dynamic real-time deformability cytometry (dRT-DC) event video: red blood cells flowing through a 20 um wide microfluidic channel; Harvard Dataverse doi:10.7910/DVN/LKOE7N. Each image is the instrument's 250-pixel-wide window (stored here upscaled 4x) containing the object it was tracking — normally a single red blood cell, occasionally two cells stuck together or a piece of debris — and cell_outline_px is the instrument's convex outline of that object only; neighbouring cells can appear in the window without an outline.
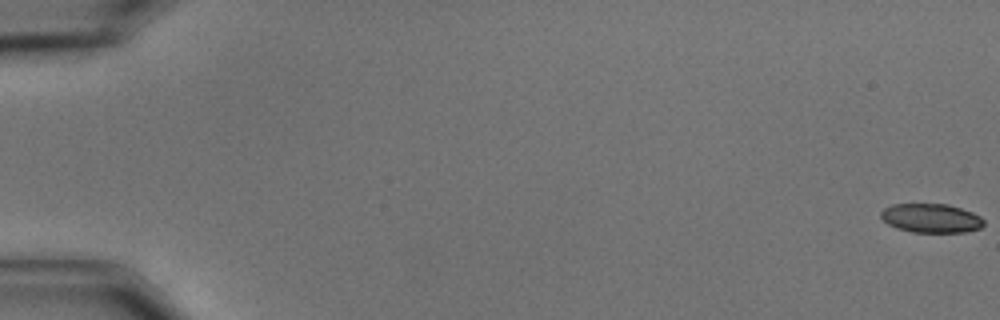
{"species": "common noctule bat (a hibernating species)", "species_latin": "Nyctalus noctula", "temperature_condition": "cold", "stored_images_in_passage": 58, "camera_frame_rate_fps": 3000, "um_per_image_px": 0.085, "animal": {"sex": "male", "body_mass_g": 15.6}, "frame": {"image": 1, "passage_image": 1, "time_ms": 0.0, "image_size_px": [1000, 320], "cell_outline_px": [[984, 224], [980, 228], [964, 232], [912, 232], [896, 228], [888, 224], [880, 216], [880, 212], [884, 208], [892, 204], [948, 204], [972, 212], [980, 216], [984, 220]], "centroid_in_image_um": [79.13, 18.54], "position_along_channel_um": 5.9, "area_um2": 17.4}}
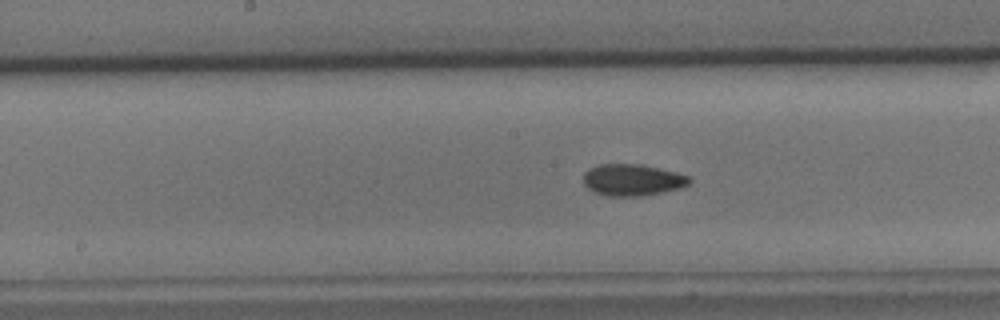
{"frame": {"image": 2, "passage_image": 31, "time_ms": 10.0, "image_size_px": [1000, 320], "cell_outline_px": [[692, 180], [688, 184], [680, 188], [640, 196], [608, 196], [596, 192], [588, 188], [584, 184], [584, 172], [600, 164], [644, 164], [676, 172], [688, 176]], "centroid_in_image_um": [53.77, 15.28], "position_along_channel_um": 194.4, "area_um2": 19.36}}
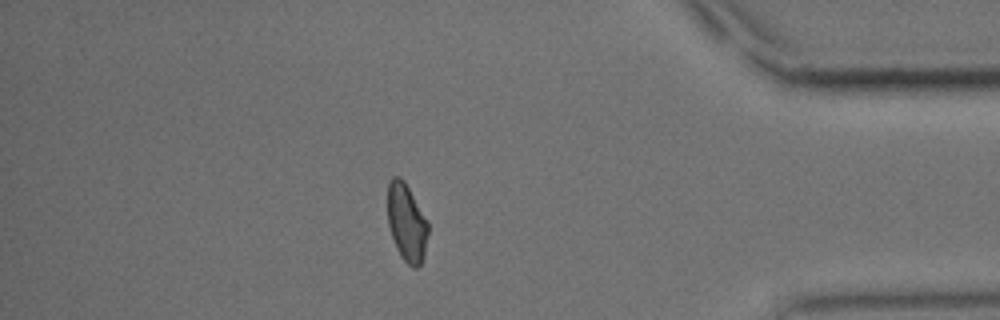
{"frame": {"image": 3, "passage_image": 51, "time_ms": 16.667, "image_size_px": [1000, 320], "cell_outline_px": [[428, 232], [424, 256], [420, 264], [416, 268], [412, 268], [400, 256], [396, 248], [388, 224], [388, 184], [392, 176], [400, 176], [404, 180], [428, 220]], "centroid_in_image_um": [34.57, 18.91], "position_along_channel_um": 400.6, "area_um2": 18.44}, "authors_computed_cell_mechanics": {"area_um2": 18.8717, "velocity_mm_per_s": 3.5532, "shape_relaxation_time_tau1_ms": 6.111, "shape_relaxation_time_tau2_ms": 2.6012, "deformation_change_tau1": 0.1158, "deformation_change_tau2": 0.0626}}